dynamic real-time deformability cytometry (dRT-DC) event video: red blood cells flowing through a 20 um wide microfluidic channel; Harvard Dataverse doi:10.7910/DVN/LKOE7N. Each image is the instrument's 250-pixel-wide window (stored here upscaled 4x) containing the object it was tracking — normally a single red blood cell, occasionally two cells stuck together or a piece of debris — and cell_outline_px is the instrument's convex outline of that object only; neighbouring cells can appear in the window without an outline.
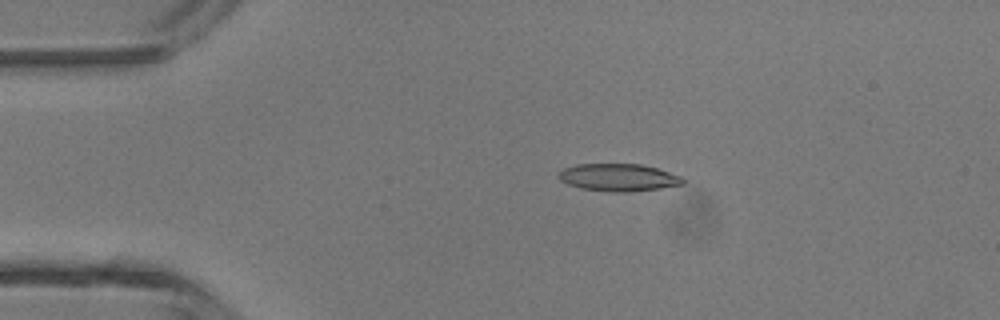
{"species": "common noctule bat (a hibernating species)", "species_latin": "Nyctalus noctula", "temperature_condition": "room temperature", "stored_images_in_passage": 3, "camera_frame_rate_fps": 3000, "um_per_image_px": 0.085, "animal": {"sex": "male", "body_mass_g": 13.3}, "frame": {"image": 1, "passage_image": 2, "time_ms": 0.333, "image_size_px": [1000, 320], "cell_outline_px": [[684, 184], [660, 188], [628, 192], [608, 192], [580, 188], [568, 184], [560, 180], [556, 176], [556, 172], [564, 168], [576, 164], [640, 164], [656, 168], [680, 176], [684, 180]], "centroid_in_image_um": [52.5, 15.08], "position_along_channel_um": 32.5, "area_um2": 19.94}}